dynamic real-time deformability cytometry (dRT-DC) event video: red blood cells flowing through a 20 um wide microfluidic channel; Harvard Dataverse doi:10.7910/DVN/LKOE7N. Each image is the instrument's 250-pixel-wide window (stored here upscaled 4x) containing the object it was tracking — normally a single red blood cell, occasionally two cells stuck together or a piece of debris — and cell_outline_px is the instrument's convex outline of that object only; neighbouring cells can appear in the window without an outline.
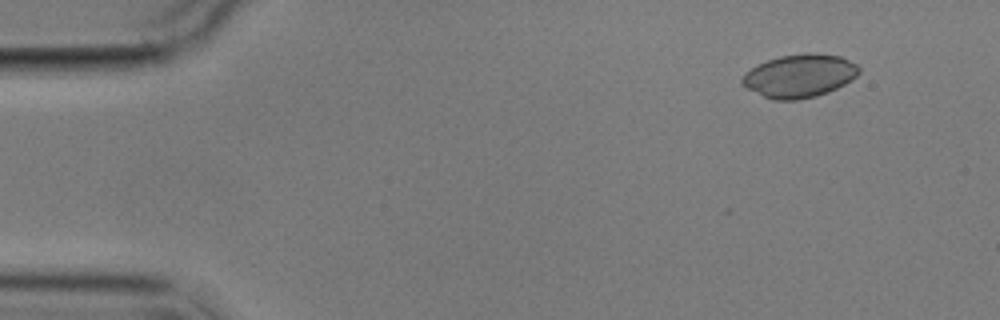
{"species": "common noctule bat (a hibernating species)", "species_latin": "Nyctalus noctula", "temperature_condition": "cold", "stored_images_in_passage": 5, "camera_frame_rate_fps": 3000, "um_per_image_px": 0.085, "animal": {"sex": "male", "body_mass_g": 17.9}, "frame": {"image": 1, "passage_image": 2, "time_ms": 1.0, "image_size_px": [1000, 320], "cell_outline_px": [[860, 72], [852, 80], [828, 92], [816, 96], [796, 100], [772, 100], [740, 84], [740, 80], [744, 72], [768, 60], [780, 56], [804, 52], [808, 52], [840, 56], [856, 64], [860, 68]], "centroid_in_image_um": [67.95, 6.44], "position_along_channel_um": 17.0, "area_um2": 29.36}}